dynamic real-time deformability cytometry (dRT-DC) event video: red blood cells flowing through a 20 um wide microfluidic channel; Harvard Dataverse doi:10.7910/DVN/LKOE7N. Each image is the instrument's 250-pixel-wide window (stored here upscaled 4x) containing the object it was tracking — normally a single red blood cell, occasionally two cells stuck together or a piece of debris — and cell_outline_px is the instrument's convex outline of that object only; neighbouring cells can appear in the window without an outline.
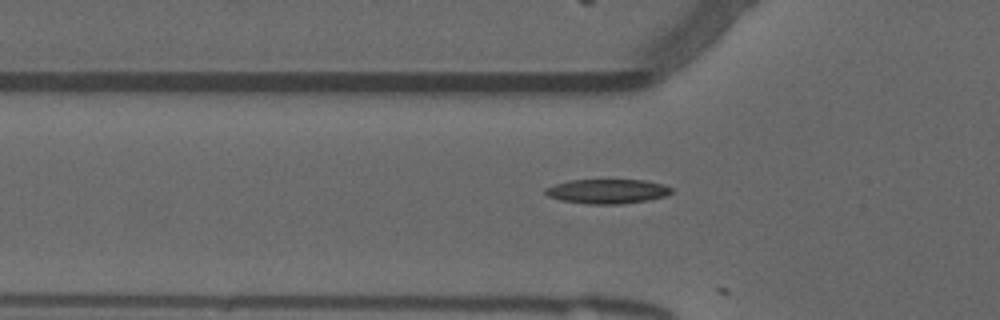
{"species": "common noctule bat (a hibernating species)", "species_latin": "Nyctalus noctula", "temperature_condition": "warm", "stored_images_in_passage": 3, "camera_frame_rate_fps": 3000, "um_per_image_px": 0.085, "animal": {"sex": "male", "forearm_length_mm": 52.5}, "frame": {"image": 1, "passage_image": 2, "time_ms": 0.333, "image_size_px": [1000, 320], "cell_outline_px": [[672, 192], [664, 196], [648, 200], [620, 204], [588, 204], [560, 200], [548, 196], [544, 192], [544, 188], [568, 180], [644, 180], [664, 184], [672, 188]], "centroid_in_image_um": [51.61, 16.26], "position_along_channel_um": 74.2, "area_um2": 17.98}}